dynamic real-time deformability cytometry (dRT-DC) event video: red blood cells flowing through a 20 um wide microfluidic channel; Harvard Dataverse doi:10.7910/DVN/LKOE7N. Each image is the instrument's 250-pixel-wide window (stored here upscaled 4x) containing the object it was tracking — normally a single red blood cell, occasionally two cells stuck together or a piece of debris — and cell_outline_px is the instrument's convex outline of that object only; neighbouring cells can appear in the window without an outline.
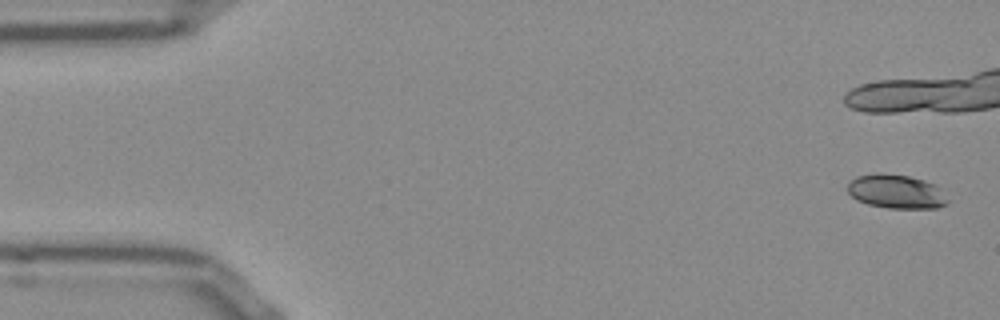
{"species": "Egyptian fruit bat (a non-hibernating species)", "species_latin": "Rousettus aegyptiacus", "temperature_condition": "room temperature", "stored_images_in_passage": 12, "camera_frame_rate_fps": 3000, "um_per_image_px": 0.085, "frame": {"image": 1, "passage_image": 1, "time_ms": 0.0, "image_size_px": [1000, 320], "cell_outline_px": [[948, 204], [936, 208], [888, 208], [868, 204], [856, 200], [848, 192], [848, 184], [856, 176], [876, 172], [880, 172], [908, 176], [924, 180], [936, 184], [948, 200]], "centroid_in_image_um": [76.17, 16.27], "position_along_channel_um": 8.8, "area_um2": 19.88}}